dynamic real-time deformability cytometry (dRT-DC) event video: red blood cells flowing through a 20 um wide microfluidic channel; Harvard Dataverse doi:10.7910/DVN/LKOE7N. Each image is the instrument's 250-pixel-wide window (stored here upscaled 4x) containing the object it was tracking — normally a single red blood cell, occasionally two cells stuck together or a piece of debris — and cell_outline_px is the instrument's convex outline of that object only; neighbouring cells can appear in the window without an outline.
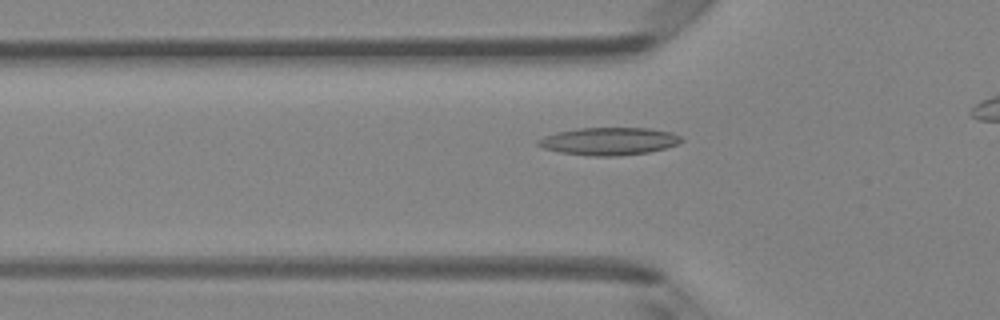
{"species": "Egyptian fruit bat (a non-hibernating species)", "species_latin": "Rousettus aegyptiacus", "temperature_condition": "room temperature", "stored_images_in_passage": 36, "camera_frame_rate_fps": 3000, "um_per_image_px": 0.085, "animal": {"sex": "female"}, "frame": {"image": 1, "passage_image": 12, "time_ms": 3.667, "image_size_px": [1000, 320], "cell_outline_px": [[684, 140], [680, 144], [648, 152], [620, 156], [592, 156], [560, 152], [544, 148], [536, 144], [536, 140], [544, 136], [556, 132], [580, 128], [648, 128], [672, 132], [680, 136]], "centroid_in_image_um": [51.77, 12.0], "position_along_channel_um": 74.0, "area_um2": 23.12}}
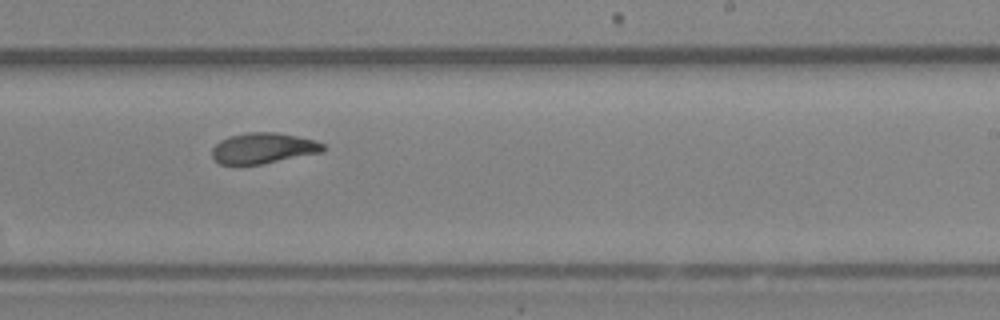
{"frame": {"image": 2, "passage_image": 26, "time_ms": 8.333, "image_size_px": [1000, 320], "cell_outline_px": [[324, 148], [320, 152], [260, 164], [220, 164], [212, 156], [212, 148], [220, 140], [228, 136], [248, 132], [276, 132], [316, 140], [324, 144]], "centroid_in_image_um": [22.34, 12.58], "position_along_channel_um": 266.7, "area_um2": 19.59}}
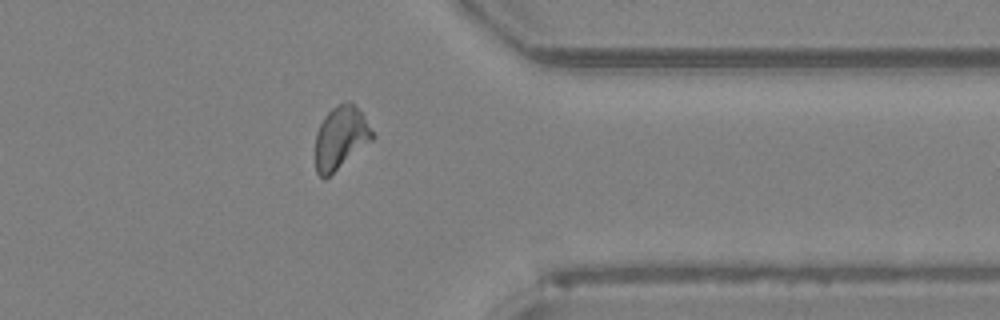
{"frame": {"image": 3, "passage_image": 35, "time_ms": 11.333, "image_size_px": [1000, 320], "cell_outline_px": [[376, 136], [372, 140], [324, 180], [316, 172], [316, 132], [324, 116], [332, 108], [340, 104], [352, 104], [364, 116]], "centroid_in_image_um": [28.95, 11.73], "position_along_channel_um": 382.5, "area_um2": 20.4}}